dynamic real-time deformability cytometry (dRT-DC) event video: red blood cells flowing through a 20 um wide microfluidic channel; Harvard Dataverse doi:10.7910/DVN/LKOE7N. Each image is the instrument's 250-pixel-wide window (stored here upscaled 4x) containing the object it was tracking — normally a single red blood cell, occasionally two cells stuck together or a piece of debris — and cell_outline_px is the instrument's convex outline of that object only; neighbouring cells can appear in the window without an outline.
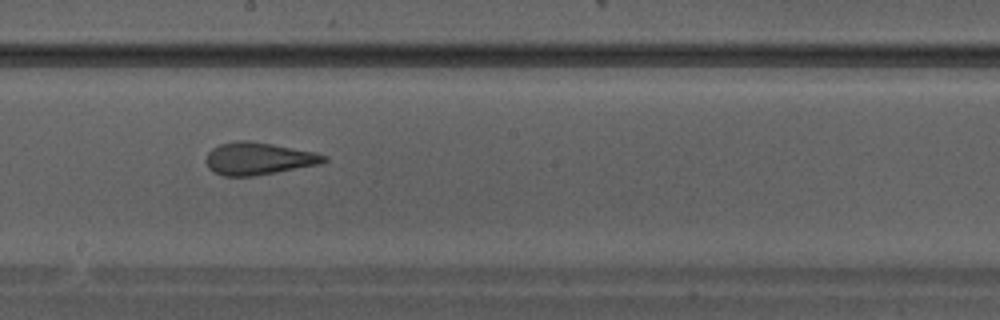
{"species": "Egyptian fruit bat (a non-hibernating species)", "species_latin": "Rousettus aegyptiacus", "temperature_condition": "warm", "stored_images_in_passage": 35, "camera_frame_rate_fps": 3000, "um_per_image_px": 0.085, "animal": {"sex": "male"}, "frame": {"image": 1, "passage_image": 20, "time_ms": 6.333, "image_size_px": [1000, 320], "cell_outline_px": [[328, 160], [320, 164], [276, 172], [252, 176], [224, 176], [212, 172], [208, 168], [204, 160], [208, 152], [212, 148], [220, 144], [236, 140], [248, 140], [272, 144], [316, 152], [328, 156]], "centroid_in_image_um": [21.94, 13.48], "position_along_channel_um": 226.3, "area_um2": 22.43}}